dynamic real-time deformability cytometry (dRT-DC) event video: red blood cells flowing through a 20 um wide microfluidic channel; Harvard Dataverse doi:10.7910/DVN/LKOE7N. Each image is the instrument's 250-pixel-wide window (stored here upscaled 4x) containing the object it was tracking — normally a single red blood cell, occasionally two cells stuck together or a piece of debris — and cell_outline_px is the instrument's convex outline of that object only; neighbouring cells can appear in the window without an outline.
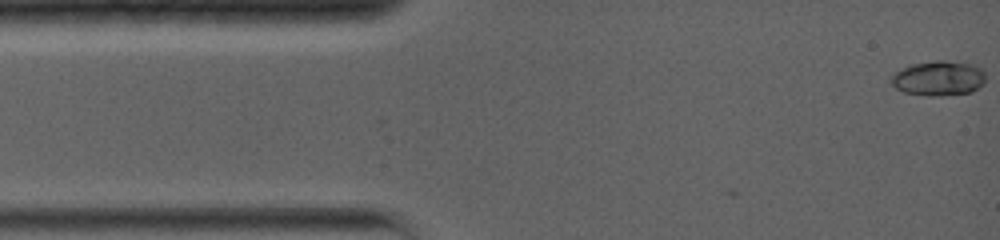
{"species": "common noctule bat (a hibernating species)", "species_latin": "Nyctalus noctula", "temperature_condition": "warm", "stored_images_in_passage": 37, "camera_frame_rate_fps": 5000, "um_per_image_px": 0.085, "animal": {"sex": "female", "body_mass_g": 19.0, "forearm_length_mm": 56.7}, "frame": {"image": 1, "passage_image": 1, "time_ms": 0.0, "image_size_px": [1000, 240], "cell_outline_px": [[984, 84], [972, 92], [940, 96], [928, 96], [904, 92], [896, 88], [888, 80], [896, 72], [912, 64], [936, 60], [944, 60], [972, 64], [980, 68], [984, 72]], "centroid_in_image_um": [79.78, 6.66], "position_along_channel_um": 5.2, "area_um2": 19.19}}
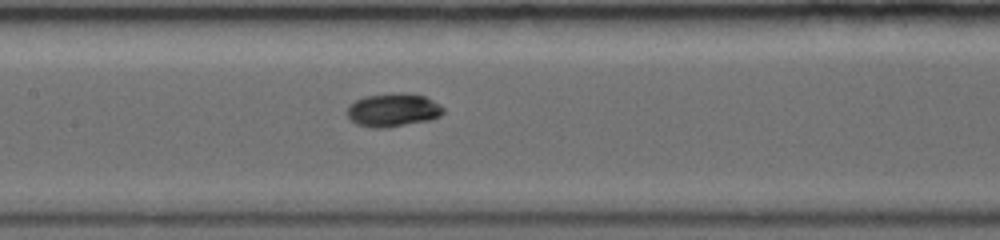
{"frame": {"image": 2, "passage_image": 15, "time_ms": 6.4, "image_size_px": [1000, 240], "cell_outline_px": [[444, 112], [440, 116], [428, 120], [384, 128], [372, 128], [356, 124], [348, 116], [348, 104], [364, 96], [392, 92], [424, 96], [440, 104], [444, 108]], "centroid_in_image_um": [33.39, 9.34], "position_along_channel_um": 174.0, "area_um2": 18.61}}
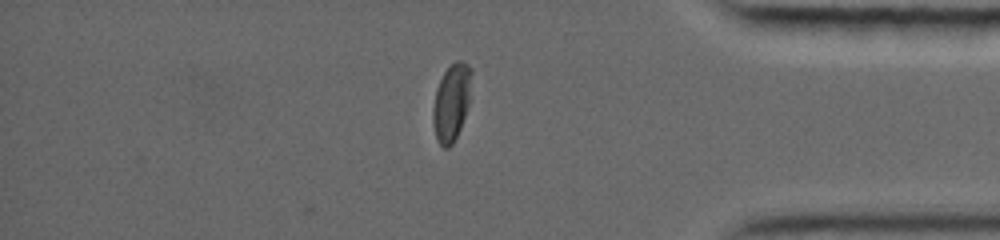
{"frame": {"image": 3, "passage_image": 29, "time_ms": 12.6, "image_size_px": [1000, 240], "cell_outline_px": [[472, 72], [468, 104], [460, 128], [452, 144], [448, 148], [444, 148], [440, 144], [436, 136], [432, 124], [432, 108], [436, 88], [444, 72], [456, 60], [460, 60], [468, 64], [472, 68]], "centroid_in_image_um": [38.36, 8.68], "position_along_channel_um": 396.8, "area_um2": 17.22}, "authors_computed_cell_mechanics": {"area_um2": 17.9758, "velocity_mm_per_s": 3.9222, "shape_relaxation_time_tau1_ms": 4.8826, "shape_relaxation_time_tau2_ms": null, "deformation_change_tau1": 0.1826, "deformation_change_tau2": null}}